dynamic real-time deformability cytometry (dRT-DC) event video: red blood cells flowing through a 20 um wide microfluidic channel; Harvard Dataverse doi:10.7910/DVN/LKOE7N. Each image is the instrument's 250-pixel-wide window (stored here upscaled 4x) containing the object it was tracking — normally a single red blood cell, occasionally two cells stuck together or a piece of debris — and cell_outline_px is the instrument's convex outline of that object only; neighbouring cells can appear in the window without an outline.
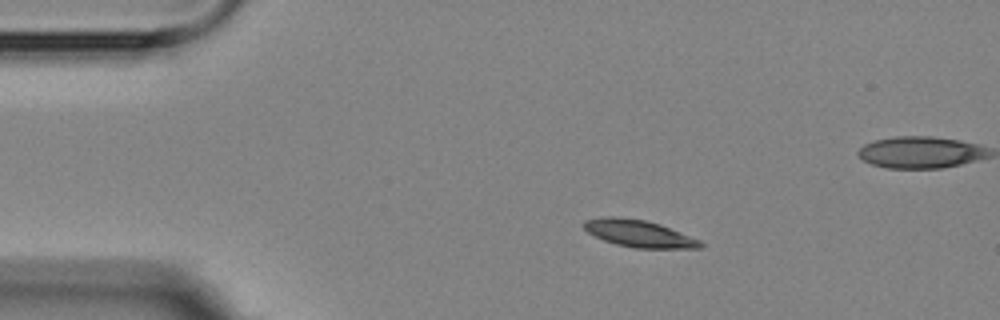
{"species": "Egyptian fruit bat (a non-hibernating species)", "species_latin": "Rousettus aegyptiacus", "temperature_condition": "room temperature", "stored_images_in_passage": 5, "camera_frame_rate_fps": 3000, "um_per_image_px": 0.085, "animal": {"sex": "female"}, "frame": {"image": 1, "passage_image": 3, "time_ms": 2.333, "image_size_px": [1000, 320], "cell_outline_px": [[704, 248], [636, 248], [616, 244], [604, 240], [588, 232], [580, 224], [584, 220], [608, 216], [616, 216], [644, 220], [660, 224], [700, 240], [704, 244]], "centroid_in_image_um": [54.3, 19.85], "position_along_channel_um": 30.7, "area_um2": 18.32}}